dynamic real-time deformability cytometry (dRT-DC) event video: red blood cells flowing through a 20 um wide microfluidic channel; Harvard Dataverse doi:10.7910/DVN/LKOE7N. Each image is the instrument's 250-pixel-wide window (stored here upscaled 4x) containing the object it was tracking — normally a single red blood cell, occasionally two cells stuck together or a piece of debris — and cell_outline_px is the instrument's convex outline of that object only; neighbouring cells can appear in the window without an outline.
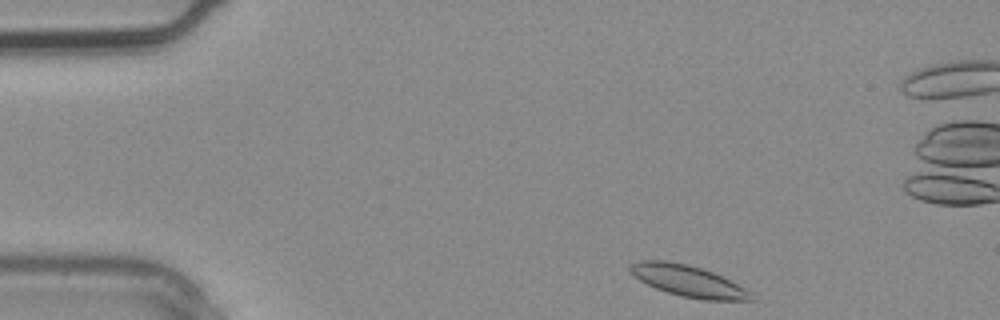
{"species": "common noctule bat (a hibernating species)", "species_latin": "Nyctalus noctula", "temperature_condition": "warm", "stored_images_in_passage": 2, "camera_frame_rate_fps": 3000, "um_per_image_px": 0.085, "animal": {"sex": "male", "body_mass_g": 20.4}, "frame": {"image": 1, "passage_image": 1, "time_ms": 0.0, "image_size_px": [1000, 320], "cell_outline_px": [[752, 300], [704, 300], [680, 296], [656, 288], [640, 280], [628, 268], [628, 264], [640, 260], [664, 260], [688, 264], [712, 272], [744, 288], [748, 292]], "centroid_in_image_um": [58.41, 23.86], "position_along_channel_um": 26.6, "area_um2": 21.56}}